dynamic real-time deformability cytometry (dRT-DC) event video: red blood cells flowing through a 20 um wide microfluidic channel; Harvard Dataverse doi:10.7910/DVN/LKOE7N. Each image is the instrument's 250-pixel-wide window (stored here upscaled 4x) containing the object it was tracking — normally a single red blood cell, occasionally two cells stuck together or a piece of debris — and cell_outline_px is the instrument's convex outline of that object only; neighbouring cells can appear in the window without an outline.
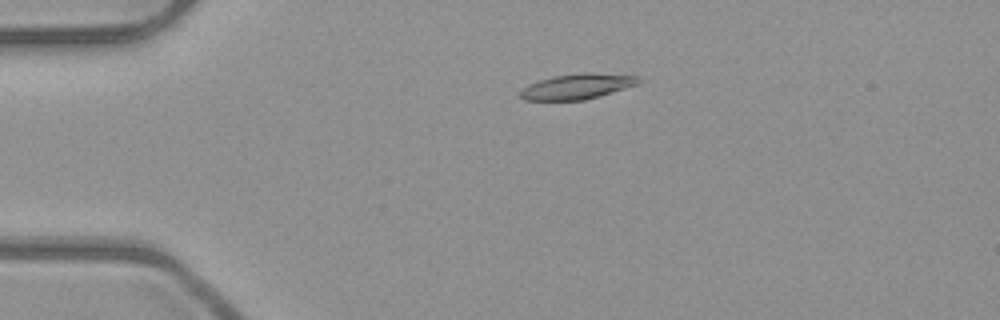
{"species": "common noctule bat (a hibernating species)", "species_latin": "Nyctalus noctula", "temperature_condition": "room temperature", "stored_images_in_passage": 48, "camera_frame_rate_fps": 3000, "um_per_image_px": 0.085, "animal": {"sex": "male", "body_mass_g": 23.1, "forearm_length_mm": 52.7}, "frame": {"image": 1, "passage_image": 7, "time_ms": 2.0, "image_size_px": [1000, 320], "cell_outline_px": [[640, 84], [600, 96], [584, 100], [524, 100], [520, 96], [520, 92], [528, 84], [552, 76], [584, 72], [592, 72], [640, 76]], "centroid_in_image_um": [49.11, 7.34], "position_along_channel_um": 35.9, "area_um2": 17.63}}
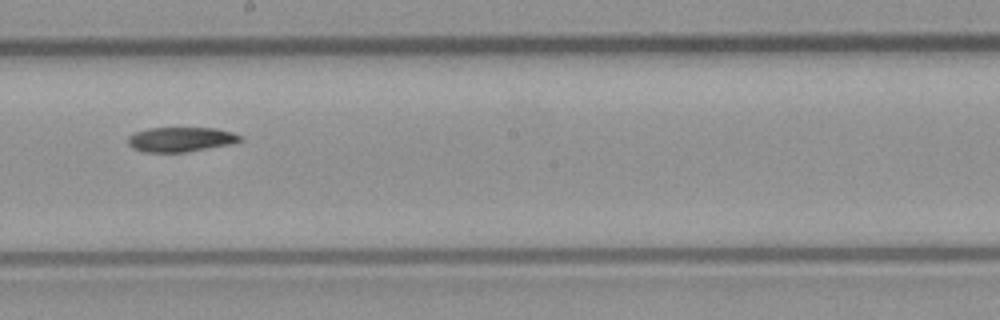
{"frame": {"image": 2, "passage_image": 25, "time_ms": 8.0, "image_size_px": [1000, 320], "cell_outline_px": [[244, 140], [232, 144], [184, 152], [144, 152], [132, 148], [128, 144], [128, 136], [136, 132], [148, 128], [216, 128], [232, 132], [244, 136]], "centroid_in_image_um": [15.4, 11.85], "position_along_channel_um": 232.8, "area_um2": 16.24}}
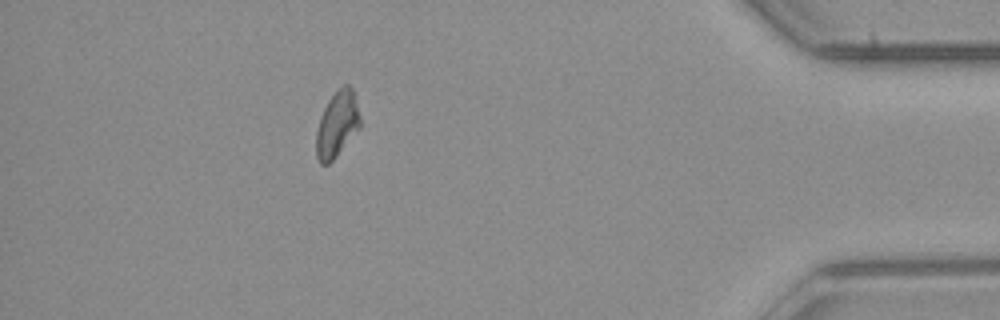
{"frame": {"image": 3, "passage_image": 42, "time_ms": 13.667, "image_size_px": [1000, 320], "cell_outline_px": [[360, 128], [336, 156], [328, 164], [320, 164], [316, 156], [316, 132], [320, 116], [328, 100], [344, 84], [348, 84], [352, 88], [360, 116]], "centroid_in_image_um": [28.64, 10.58], "position_along_channel_um": 406.6, "area_um2": 16.7}}